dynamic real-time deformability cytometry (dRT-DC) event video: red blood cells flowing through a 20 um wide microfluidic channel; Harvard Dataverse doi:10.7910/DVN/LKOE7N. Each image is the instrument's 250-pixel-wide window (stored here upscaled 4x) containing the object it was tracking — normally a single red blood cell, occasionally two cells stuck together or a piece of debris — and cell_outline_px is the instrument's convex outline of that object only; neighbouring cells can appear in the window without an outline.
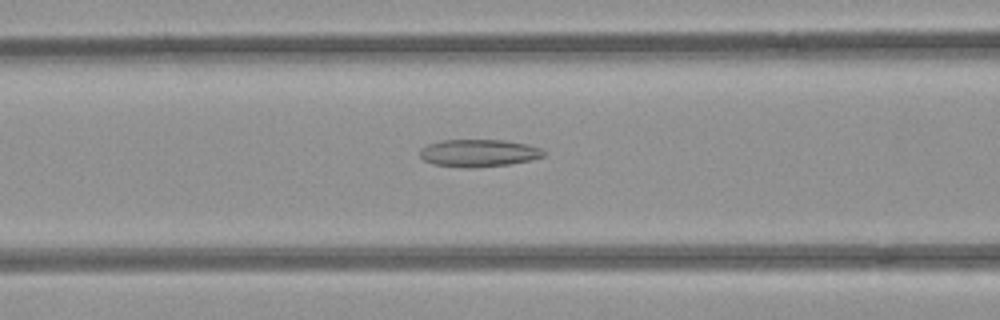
{"species": "common noctule bat (a hibernating species)", "species_latin": "Nyctalus noctula", "temperature_condition": "room temperature", "stored_images_in_passage": 52, "camera_frame_rate_fps": 3000, "um_per_image_px": 0.085, "animal": {"sex": "female", "body_mass_g": 21.9}, "frame": {"image": 1, "passage_image": 21, "time_ms": 6.667, "image_size_px": [1000, 320], "cell_outline_px": [[544, 156], [532, 160], [508, 164], [476, 168], [464, 168], [432, 164], [424, 160], [420, 156], [420, 148], [428, 144], [444, 140], [504, 140], [528, 144], [540, 148], [544, 152]], "centroid_in_image_um": [40.68, 13.01], "position_along_channel_um": 125.9, "area_um2": 19.88}}
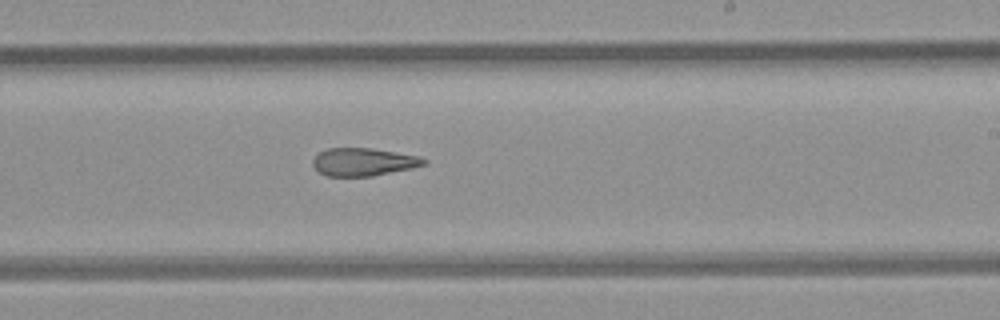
{"frame": {"image": 2, "passage_image": 31, "time_ms": 10.0, "image_size_px": [1000, 320], "cell_outline_px": [[428, 164], [412, 168], [372, 176], [328, 176], [320, 172], [312, 164], [312, 160], [320, 152], [328, 148], [372, 148], [420, 156], [428, 160]], "centroid_in_image_um": [30.94, 13.76], "position_along_channel_um": 258.1, "area_um2": 18.03}}
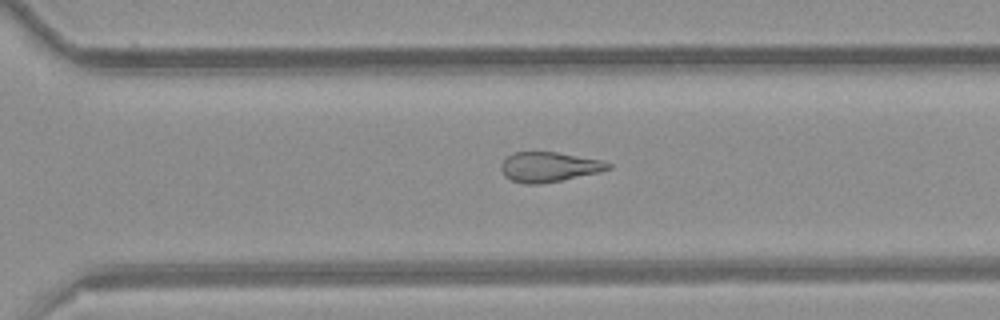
{"frame": {"image": 3, "passage_image": 36, "time_ms": 11.667, "image_size_px": [1000, 320], "cell_outline_px": [[612, 168], [600, 172], [540, 184], [524, 184], [512, 180], [504, 176], [500, 168], [500, 164], [512, 152], [556, 152], [600, 160], [612, 164]], "centroid_in_image_um": [46.64, 14.19], "position_along_channel_um": 324.0, "area_um2": 18.55}, "authors_computed_cell_mechanics": {"area_um2": 20.8658, "velocity_mm_per_s": 3.9678, "shape_relaxation_time_tau1_ms": null, "shape_relaxation_time_tau2_ms": 4.1511, "deformation_change_tau1": null, "deformation_change_tau2": 0.149}}